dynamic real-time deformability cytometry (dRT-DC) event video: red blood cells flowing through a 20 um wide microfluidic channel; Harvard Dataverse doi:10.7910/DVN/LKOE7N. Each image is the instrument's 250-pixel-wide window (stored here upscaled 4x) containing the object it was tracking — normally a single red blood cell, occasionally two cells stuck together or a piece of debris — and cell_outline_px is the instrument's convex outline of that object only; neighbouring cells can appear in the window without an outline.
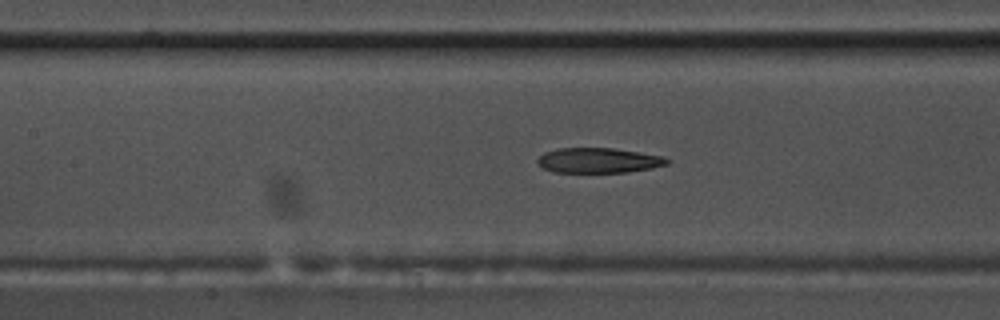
{"species": "common noctule bat (a hibernating species)", "species_latin": "Nyctalus noctula", "temperature_condition": "warm", "stored_images_in_passage": 55, "camera_frame_rate_fps": 3000, "um_per_image_px": 0.085, "animal": {"sex": "male", "body_mass_g": 17.5, "forearm_length_mm": 52.3}, "frame": {"image": 1, "passage_image": 26, "time_ms": 8.333, "image_size_px": [1000, 320], "cell_outline_px": [[672, 160], [668, 164], [652, 168], [628, 172], [552, 172], [536, 164], [536, 160], [544, 152], [556, 148], [612, 148], [664, 156]], "centroid_in_image_um": [50.87, 13.63], "position_along_channel_um": 156.5, "area_um2": 19.07}}
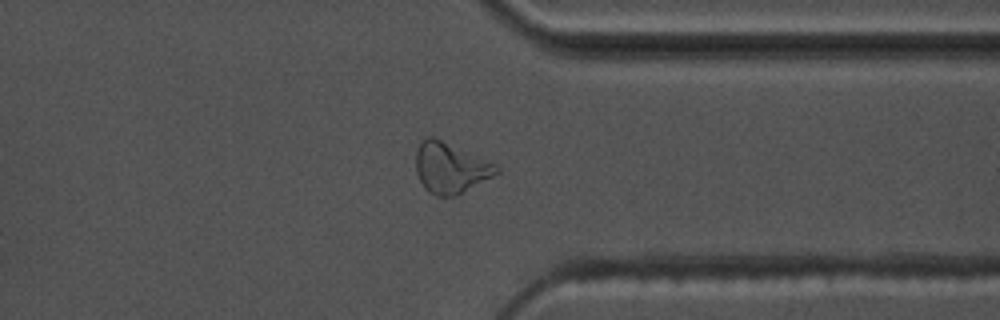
{"frame": {"image": 2, "passage_image": 44, "time_ms": 14.333, "image_size_px": [1000, 320], "cell_outline_px": [[500, 172], [456, 196], [436, 196], [428, 192], [424, 188], [416, 172], [416, 148], [420, 140], [428, 136], [432, 136], [496, 164], [500, 168]], "centroid_in_image_um": [38.25, 14.27], "position_along_channel_um": 373.1, "area_um2": 23.7}}
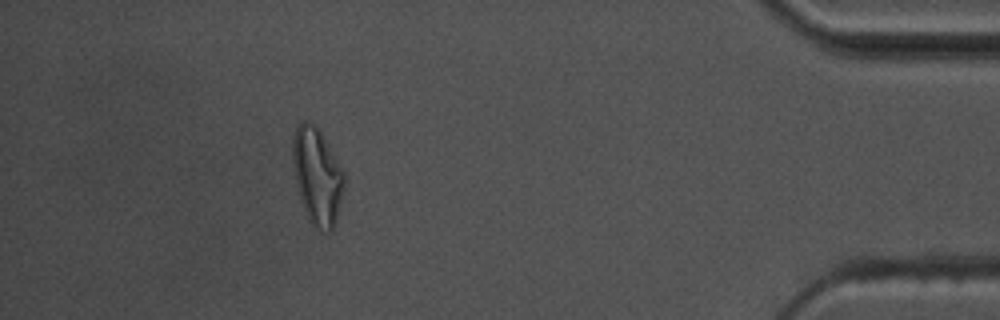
{"frame": {"image": 3, "passage_image": 51, "time_ms": 16.667, "image_size_px": [1000, 320], "cell_outline_px": [[344, 188], [336, 216], [332, 228], [328, 232], [312, 228], [308, 220], [296, 184], [292, 160], [292, 140], [296, 128], [304, 120], [308, 120], [316, 124], [344, 172]], "centroid_in_image_um": [26.94, 14.96], "position_along_channel_um": 408.3, "area_um2": 28.78}}